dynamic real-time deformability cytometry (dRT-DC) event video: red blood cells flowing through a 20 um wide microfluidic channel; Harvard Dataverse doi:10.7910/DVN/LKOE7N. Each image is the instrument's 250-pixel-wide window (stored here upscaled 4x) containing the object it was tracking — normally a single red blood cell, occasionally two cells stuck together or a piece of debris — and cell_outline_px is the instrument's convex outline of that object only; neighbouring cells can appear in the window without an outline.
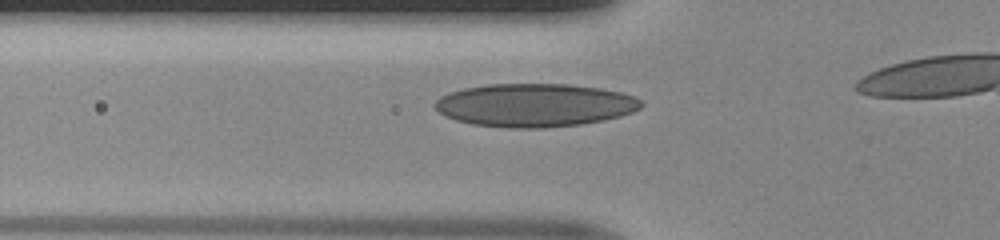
{"species": "human", "species_latin": "Homo sapiens", "temperature_condition": "room temperature", "stored_images_in_passage": 15, "camera_frame_rate_fps": 3000, "um_per_image_px": 0.085, "donor": {"sex": "male"}, "frame": {"image": 1, "passage_image": 4, "time_ms": 1.0, "image_size_px": [1000, 240], "cell_outline_px": [[644, 104], [640, 108], [632, 112], [620, 116], [604, 120], [580, 124], [544, 128], [508, 128], [472, 124], [456, 120], [440, 112], [432, 104], [440, 96], [448, 92], [464, 88], [488, 84], [568, 84], [600, 88], [620, 92], [632, 96], [640, 100]], "centroid_in_image_um": [45.44, 8.94], "position_along_channel_um": 80.4, "area_um2": 51.96}}
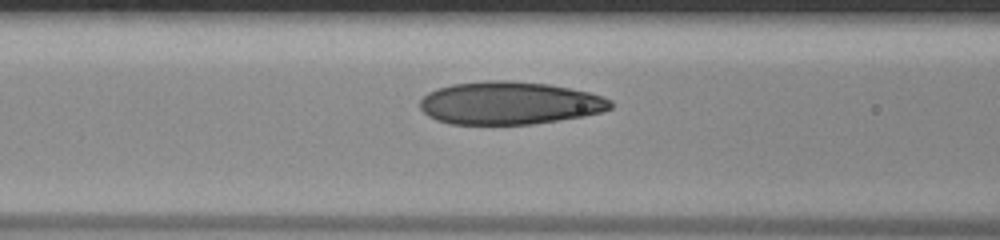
{"frame": {"image": 2, "passage_image": 7, "time_ms": 2.0, "image_size_px": [1000, 240], "cell_outline_px": [[612, 108], [600, 112], [584, 116], [532, 124], [448, 124], [436, 120], [428, 116], [420, 108], [420, 100], [428, 92], [436, 88], [452, 84], [484, 80], [508, 80], [548, 84], [588, 92], [604, 96], [612, 100]], "centroid_in_image_um": [43.28, 8.76], "position_along_channel_um": 123.3, "area_um2": 47.74}}
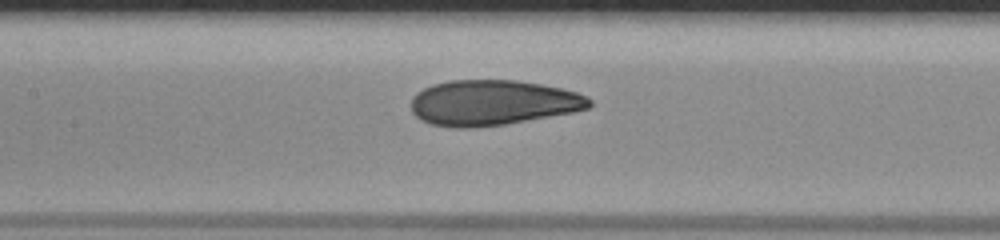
{"frame": {"image": 3, "passage_image": 10, "time_ms": 3.0, "image_size_px": [1000, 240], "cell_outline_px": [[592, 104], [588, 108], [572, 112], [504, 124], [472, 128], [456, 128], [432, 124], [420, 120], [412, 112], [412, 96], [416, 92], [432, 84], [452, 80], [516, 80], [540, 84], [560, 88], [576, 92], [592, 100]], "centroid_in_image_um": [41.84, 8.73], "position_along_channel_um": 165.6, "area_um2": 46.93}}